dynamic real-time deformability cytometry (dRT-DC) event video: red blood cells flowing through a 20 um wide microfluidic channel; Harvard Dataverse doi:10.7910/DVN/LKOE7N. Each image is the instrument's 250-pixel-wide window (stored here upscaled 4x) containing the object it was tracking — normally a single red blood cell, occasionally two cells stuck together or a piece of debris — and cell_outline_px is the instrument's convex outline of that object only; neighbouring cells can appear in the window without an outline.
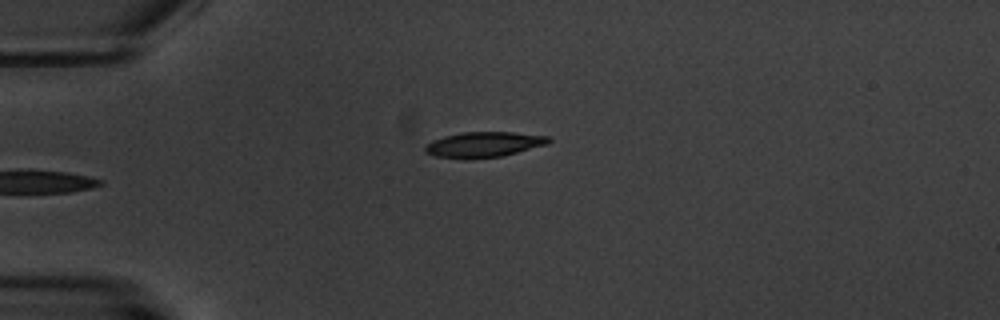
{"species": "common noctule bat (a hibernating species)", "species_latin": "Nyctalus noctula", "temperature_condition": "warm", "stored_images_in_passage": 4, "camera_frame_rate_fps": 3000, "um_per_image_px": 0.085, "animal": {"sex": "male", "body_mass_g": 20.1, "forearm_length_mm": 53.5}, "frame": {"image": 1, "passage_image": 4, "time_ms": 4.0, "image_size_px": [1000, 320], "cell_outline_px": [[552, 140], [548, 144], [500, 156], [436, 156], [424, 152], [424, 148], [432, 140], [444, 136], [464, 132], [512, 132], [548, 136]], "centroid_in_image_um": [41.17, 12.23], "position_along_channel_um": 43.8, "area_um2": 17.34}}